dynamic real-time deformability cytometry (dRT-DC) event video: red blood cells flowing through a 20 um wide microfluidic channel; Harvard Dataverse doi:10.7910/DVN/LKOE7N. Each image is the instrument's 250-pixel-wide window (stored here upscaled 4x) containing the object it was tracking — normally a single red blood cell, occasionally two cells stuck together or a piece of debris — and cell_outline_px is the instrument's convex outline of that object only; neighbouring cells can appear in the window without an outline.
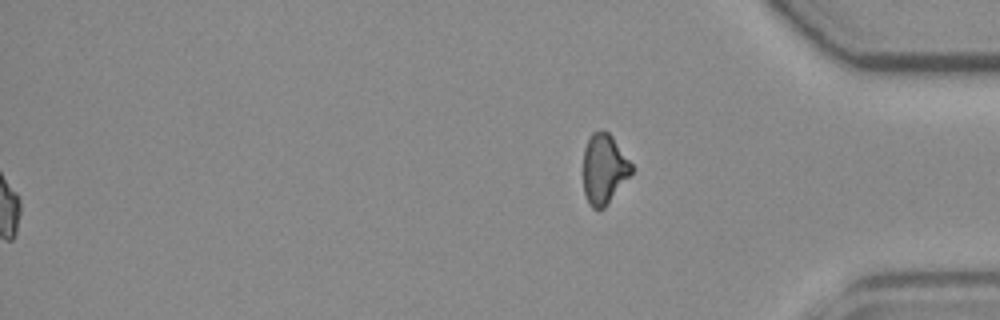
{"species": "common noctule bat (a hibernating species)", "species_latin": "Nyctalus noctula", "temperature_condition": "room temperature", "stored_images_in_passage": 55, "segment_of_instrument_passage": [2, 2], "camera_frame_rate_fps": 3000, "um_per_image_px": 0.085, "animal": {"sex": "female", "body_mass_g": 19.3, "forearm_length_mm": 54.1}, "frame": {"image": 1, "passage_image": 55, "time_ms": 18.0, "image_size_px": [1000, 320], "cell_outline_px": [[632, 172], [604, 208], [592, 208], [588, 204], [584, 192], [584, 148], [588, 136], [592, 132], [604, 128], [612, 136], [632, 164]], "centroid_in_image_um": [51.32, 14.32], "position_along_channel_um": 383.9, "area_um2": 19.59}}